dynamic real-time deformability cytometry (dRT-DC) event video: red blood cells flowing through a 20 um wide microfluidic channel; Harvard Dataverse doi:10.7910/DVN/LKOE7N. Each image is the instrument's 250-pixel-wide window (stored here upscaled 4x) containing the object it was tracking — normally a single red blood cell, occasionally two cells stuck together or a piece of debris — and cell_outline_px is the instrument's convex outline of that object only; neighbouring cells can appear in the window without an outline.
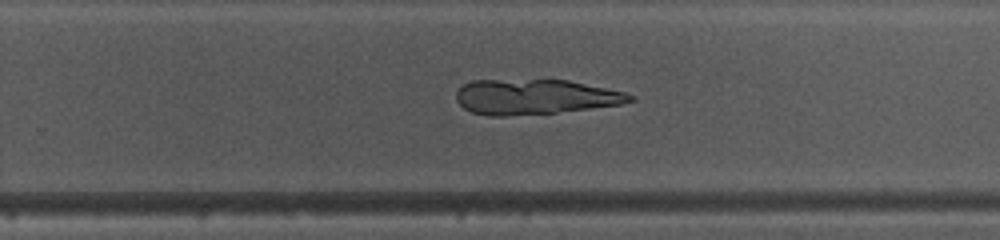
{"species": "common noctule bat (a hibernating species)", "species_latin": "Nyctalus noctula", "temperature_condition": "warm", "stored_images_in_passage": 47, "camera_frame_rate_fps": 3000, "um_per_image_px": 0.085, "animal": {"sex": "female", "body_mass_g": 10.0, "forearm_length_mm": 53.1}, "frame": {"image": 1, "passage_image": 31, "time_ms": 10.0, "image_size_px": [1000, 240], "cell_outline_px": [[636, 100], [620, 104], [556, 112], [504, 116], [488, 116], [472, 112], [464, 108], [456, 100], [456, 92], [464, 84], [472, 80], [568, 80], [624, 92], [632, 96]], "centroid_in_image_um": [45.43, 8.23], "position_along_channel_um": 284.4, "area_um2": 35.14}}